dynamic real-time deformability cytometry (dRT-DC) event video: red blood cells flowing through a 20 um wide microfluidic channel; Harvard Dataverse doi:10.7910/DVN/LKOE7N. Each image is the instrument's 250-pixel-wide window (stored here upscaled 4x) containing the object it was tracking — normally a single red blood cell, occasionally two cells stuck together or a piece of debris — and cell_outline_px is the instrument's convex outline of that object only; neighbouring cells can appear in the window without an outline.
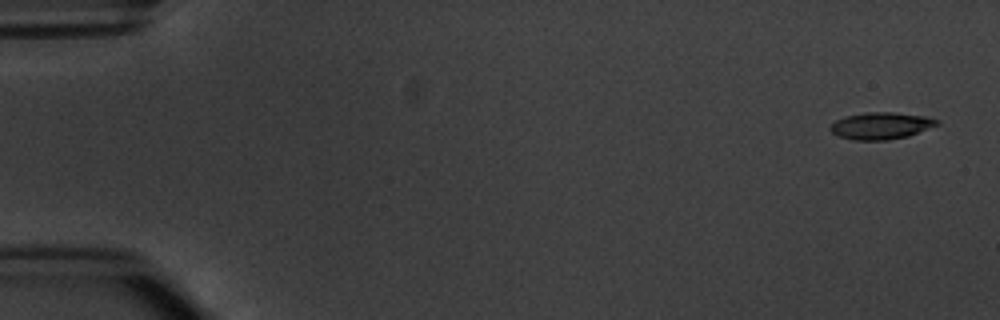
{"species": "common noctule bat (a hibernating species)", "species_latin": "Nyctalus noctula", "temperature_condition": "warm", "stored_images_in_passage": 5, "camera_frame_rate_fps": 3000, "um_per_image_px": 0.085, "animal": {"sex": "male", "body_mass_g": 20.1, "forearm_length_mm": 53.5}, "frame": {"image": 1, "passage_image": 1, "time_ms": 0.0, "image_size_px": [1000, 320], "cell_outline_px": [[940, 124], [908, 136], [888, 140], [852, 140], [840, 136], [832, 132], [828, 128], [836, 120], [844, 116], [864, 112], [892, 112], [928, 116], [940, 120]], "centroid_in_image_um": [74.9, 10.68], "position_along_channel_um": 10.1, "area_um2": 16.88}}
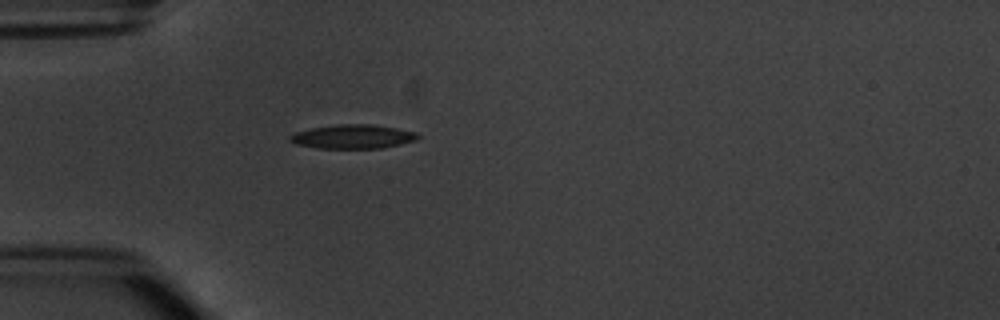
{"frame": {"image": 2, "passage_image": 5, "time_ms": 4.667, "image_size_px": [1000, 320], "cell_outline_px": [[420, 136], [416, 140], [400, 144], [380, 148], [316, 148], [296, 144], [288, 140], [288, 136], [296, 132], [312, 128], [340, 124], [372, 124], [396, 128], [416, 132]], "centroid_in_image_um": [29.98, 11.61], "position_along_channel_um": 55.0, "area_um2": 17.8}}